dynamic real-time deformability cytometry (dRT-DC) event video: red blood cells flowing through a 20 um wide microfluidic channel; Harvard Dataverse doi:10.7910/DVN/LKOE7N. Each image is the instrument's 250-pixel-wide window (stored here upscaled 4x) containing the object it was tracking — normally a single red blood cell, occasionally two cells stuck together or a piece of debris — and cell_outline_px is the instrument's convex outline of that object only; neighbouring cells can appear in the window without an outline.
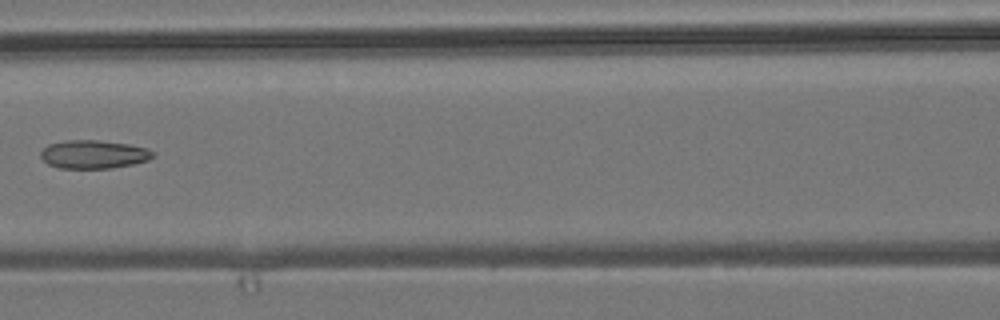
{"species": "common noctule bat (a hibernating species)", "species_latin": "Nyctalus noctula", "temperature_condition": "room temperature", "stored_images_in_passage": 6, "camera_frame_rate_fps": 3000, "um_per_image_px": 0.085, "animal": {"sex": "male", "body_mass_g": 19.2, "forearm_length_mm": 51.8}, "frame": {"image": 1, "passage_image": 6, "time_ms": 5.667, "image_size_px": [1000, 320], "cell_outline_px": [[156, 156], [148, 160], [132, 164], [112, 168], [60, 168], [48, 164], [40, 156], [40, 152], [48, 144], [64, 140], [96, 140], [132, 144], [148, 148], [156, 152]], "centroid_in_image_um": [8.0, 13.11], "position_along_channel_um": 158.6, "area_um2": 18.79}}